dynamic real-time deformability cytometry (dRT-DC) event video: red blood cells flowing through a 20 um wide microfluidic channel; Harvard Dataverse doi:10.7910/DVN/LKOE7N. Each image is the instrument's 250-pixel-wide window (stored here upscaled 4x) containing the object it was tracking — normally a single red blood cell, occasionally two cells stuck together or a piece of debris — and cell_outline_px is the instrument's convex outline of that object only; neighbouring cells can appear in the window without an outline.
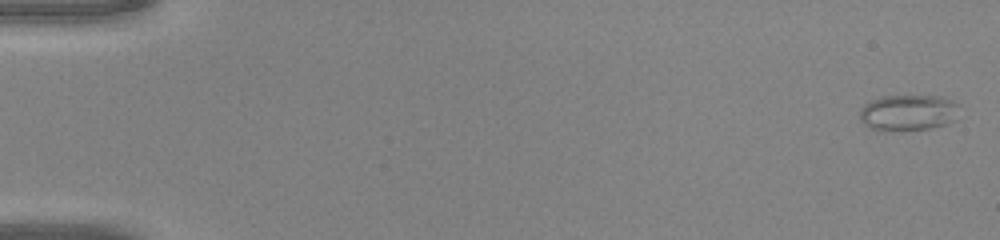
{"species": "common noctule bat (a hibernating species)", "species_latin": "Nyctalus noctula", "temperature_condition": "warm", "stored_images_in_passage": 47, "camera_frame_rate_fps": 3000, "um_per_image_px": 0.085, "animal": {"sex": "male", "body_mass_g": 20.0, "forearm_length_mm": 53.3}, "frame": {"image": 1, "passage_image": 1, "time_ms": 0.0, "image_size_px": [1000, 240], "cell_outline_px": [[956, 120], [948, 124], [928, 128], [884, 132], [876, 132], [864, 124], [860, 120], [860, 108], [864, 104], [880, 96], [944, 96], [956, 100]], "centroid_in_image_um": [77.16, 9.59], "position_along_channel_um": 7.8, "area_um2": 21.33}}
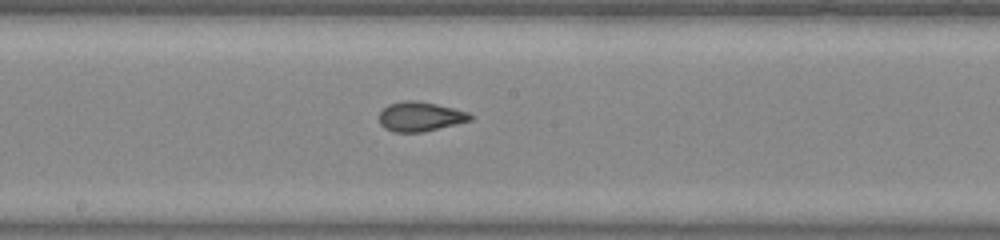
{"frame": {"image": 2, "passage_image": 26, "time_ms": 8.333, "image_size_px": [1000, 240], "cell_outline_px": [[472, 120], [424, 132], [392, 132], [384, 128], [380, 124], [380, 112], [388, 104], [404, 100], [416, 100], [436, 104], [468, 112], [472, 116]], "centroid_in_image_um": [35.7, 9.91], "position_along_channel_um": 212.5, "area_um2": 15.66}}
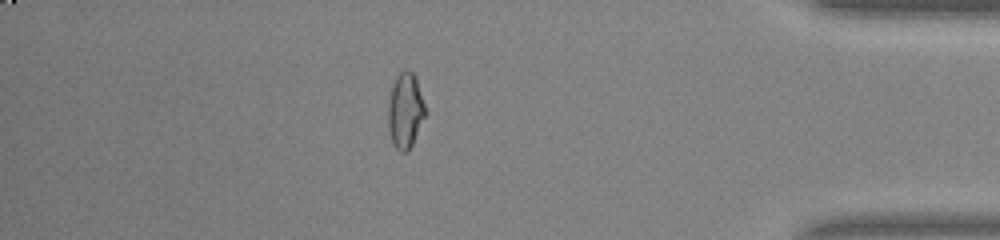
{"frame": {"image": 3, "passage_image": 41, "time_ms": 13.333, "image_size_px": [1000, 240], "cell_outline_px": [[428, 112], [408, 152], [400, 152], [396, 148], [392, 140], [388, 128], [388, 104], [392, 84], [396, 76], [404, 68], [408, 68], [416, 76]], "centroid_in_image_um": [34.48, 9.36], "position_along_channel_um": 400.7, "area_um2": 16.76}}